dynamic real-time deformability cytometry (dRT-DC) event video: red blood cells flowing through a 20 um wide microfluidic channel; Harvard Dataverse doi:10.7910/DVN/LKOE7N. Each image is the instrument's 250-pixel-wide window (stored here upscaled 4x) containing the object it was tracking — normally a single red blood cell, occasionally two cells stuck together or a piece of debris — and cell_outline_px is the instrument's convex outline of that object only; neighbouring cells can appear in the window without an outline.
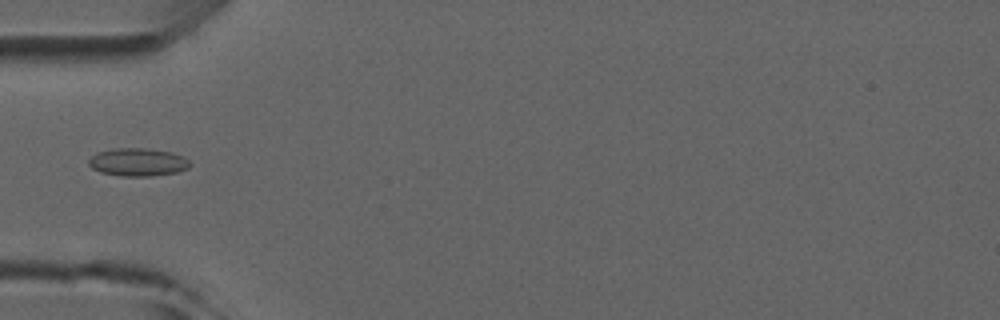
{"species": "common noctule bat (a hibernating species)", "species_latin": "Nyctalus noctula", "temperature_condition": "room temperature", "stored_images_in_passage": 5, "camera_frame_rate_fps": 3000, "um_per_image_px": 0.085, "animal": {"sex": "male", "forearm_length_mm": 52.5}, "frame": {"image": 1, "passage_image": 5, "time_ms": 4.333, "image_size_px": [1000, 320], "cell_outline_px": [[192, 164], [188, 168], [176, 172], [152, 176], [124, 176], [100, 172], [92, 168], [88, 164], [88, 160], [96, 152], [112, 148], [144, 148], [172, 152], [188, 160]], "centroid_in_image_um": [11.69, 13.77], "position_along_channel_um": 73.3, "area_um2": 16.47}}